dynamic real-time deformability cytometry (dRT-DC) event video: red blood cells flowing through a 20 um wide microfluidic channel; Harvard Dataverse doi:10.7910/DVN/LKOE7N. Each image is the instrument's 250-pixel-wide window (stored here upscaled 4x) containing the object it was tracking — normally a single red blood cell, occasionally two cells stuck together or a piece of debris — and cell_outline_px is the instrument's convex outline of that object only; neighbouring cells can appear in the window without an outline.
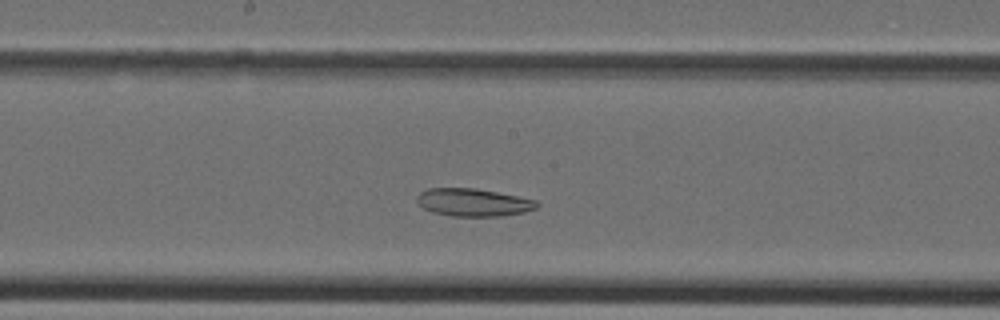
{"species": "Egyptian fruit bat (a non-hibernating species)", "species_latin": "Rousettus aegyptiacus", "temperature_condition": "cold", "stored_images_in_passage": 31, "camera_frame_rate_fps": 3000, "um_per_image_px": 0.085, "animal": {"sex": "female"}, "frame": {"image": 1, "passage_image": 13, "time_ms": 4.0, "image_size_px": [1000, 320], "cell_outline_px": [[540, 204], [536, 208], [524, 212], [500, 216], [452, 216], [432, 212], [424, 208], [416, 200], [416, 196], [420, 192], [428, 188], [476, 188], [520, 196], [536, 200]], "centroid_in_image_um": [40.24, 17.19], "position_along_channel_um": 208.0, "area_um2": 19.48}}
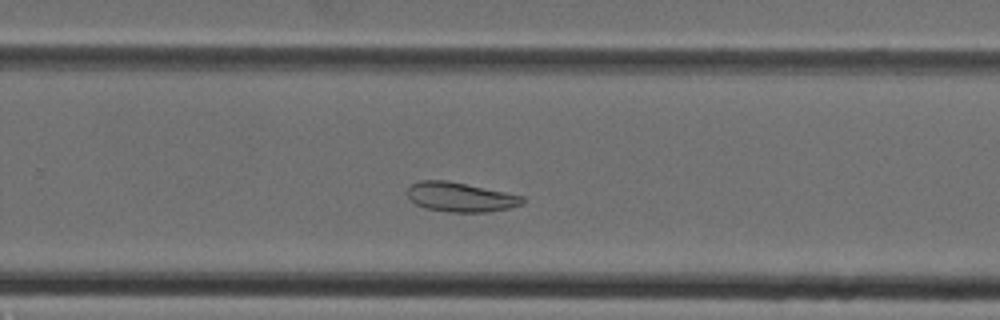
{"frame": {"image": 2, "passage_image": 18, "time_ms": 5.667, "image_size_px": [1000, 320], "cell_outline_px": [[524, 200], [520, 204], [508, 208], [488, 212], [448, 212], [424, 208], [416, 204], [408, 196], [408, 188], [412, 184], [420, 180], [448, 180], [524, 196]], "centroid_in_image_um": [39.12, 16.75], "position_along_channel_um": 290.7, "area_um2": 19.65}}
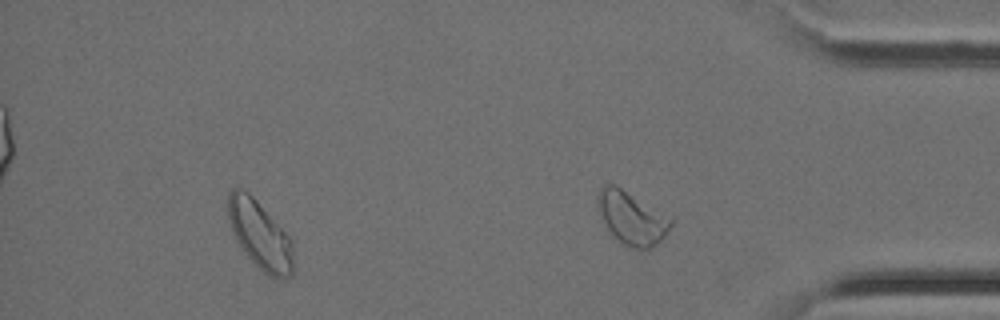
{"frame": {"image": 3, "passage_image": 29, "time_ms": 9.333, "image_size_px": [1000, 320], "cell_outline_px": [[292, 276], [284, 280], [280, 280], [268, 276], [240, 248], [232, 232], [228, 220], [228, 192], [232, 188], [240, 188], [248, 192], [252, 196], [292, 240]], "centroid_in_image_um": [22.07, 19.99], "position_along_channel_um": 413.1, "area_um2": 25.72}}